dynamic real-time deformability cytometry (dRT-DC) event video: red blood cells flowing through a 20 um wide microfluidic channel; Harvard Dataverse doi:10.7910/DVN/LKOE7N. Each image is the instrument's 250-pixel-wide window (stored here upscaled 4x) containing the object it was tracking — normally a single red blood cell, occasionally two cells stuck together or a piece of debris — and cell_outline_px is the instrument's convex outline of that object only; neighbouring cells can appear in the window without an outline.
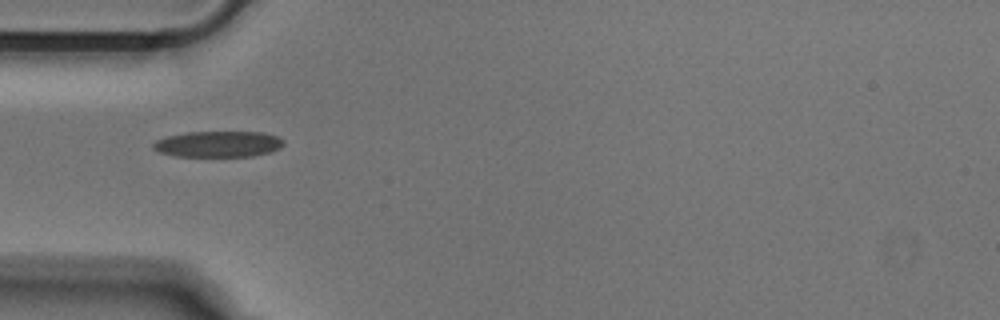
{"species": "Egyptian fruit bat (a non-hibernating species)", "species_latin": "Rousettus aegyptiacus", "temperature_condition": "cold", "stored_images_in_passage": 37, "camera_frame_rate_fps": 3000, "um_per_image_px": 0.085, "animal": {"sex": "male"}, "frame": {"image": 1, "passage_image": 1, "time_ms": 0.0, "image_size_px": [1000, 320], "cell_outline_px": [[284, 144], [280, 148], [272, 152], [252, 156], [176, 156], [160, 152], [152, 148], [152, 144], [156, 140], [164, 136], [188, 132], [264, 132], [276, 136], [284, 140]], "centroid_in_image_um": [18.55, 12.24], "position_along_channel_um": 66.4, "area_um2": 19.88}}
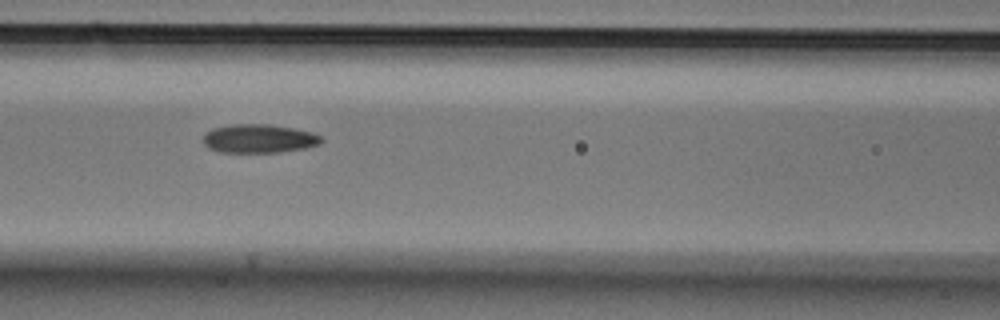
{"frame": {"image": 2, "passage_image": 7, "time_ms": 2.0, "image_size_px": [1000, 320], "cell_outline_px": [[324, 140], [320, 144], [304, 148], [280, 152], [220, 152], [208, 148], [204, 144], [204, 132], [212, 128], [232, 124], [268, 124], [292, 128], [312, 132], [320, 136]], "centroid_in_image_um": [21.99, 11.78], "position_along_channel_um": 144.6, "area_um2": 19.77}}
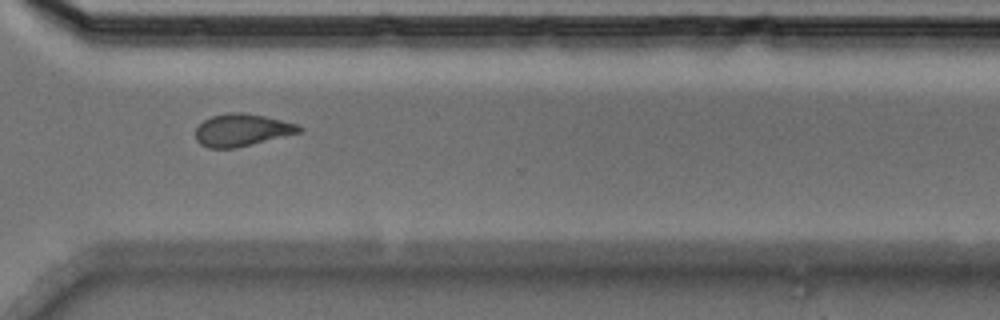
{"frame": {"image": 3, "passage_image": 23, "time_ms": 7.333, "image_size_px": [1000, 320], "cell_outline_px": [[304, 132], [236, 148], [208, 148], [200, 144], [196, 140], [196, 128], [204, 120], [212, 116], [228, 112], [240, 112], [264, 116], [296, 124], [304, 128]], "centroid_in_image_um": [20.58, 11.06], "position_along_channel_um": 350.0, "area_um2": 19.59}}